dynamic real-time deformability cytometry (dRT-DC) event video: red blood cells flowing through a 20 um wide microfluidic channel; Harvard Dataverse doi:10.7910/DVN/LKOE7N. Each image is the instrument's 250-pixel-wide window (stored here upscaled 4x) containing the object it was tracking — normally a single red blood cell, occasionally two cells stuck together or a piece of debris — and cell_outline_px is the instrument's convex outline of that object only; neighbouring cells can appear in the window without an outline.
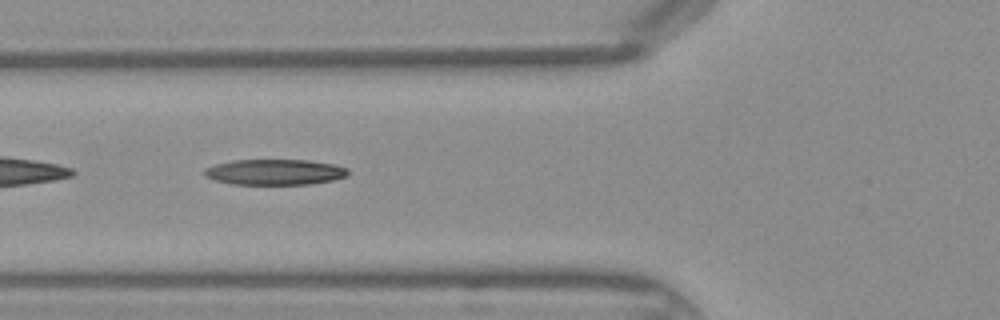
{"species": "Egyptian fruit bat (a non-hibernating species)", "species_latin": "Rousettus aegyptiacus", "temperature_condition": "warm", "stored_images_in_passage": 36, "camera_frame_rate_fps": 3000, "um_per_image_px": 0.085, "frame": {"image": 1, "passage_image": 8, "time_ms": 2.333, "image_size_px": [1000, 320], "cell_outline_px": [[348, 176], [332, 180], [312, 184], [232, 184], [216, 180], [204, 176], [204, 168], [216, 164], [232, 160], [308, 160], [332, 164], [348, 168]], "centroid_in_image_um": [23.36, 14.62], "position_along_channel_um": 102.4, "area_um2": 21.44}}
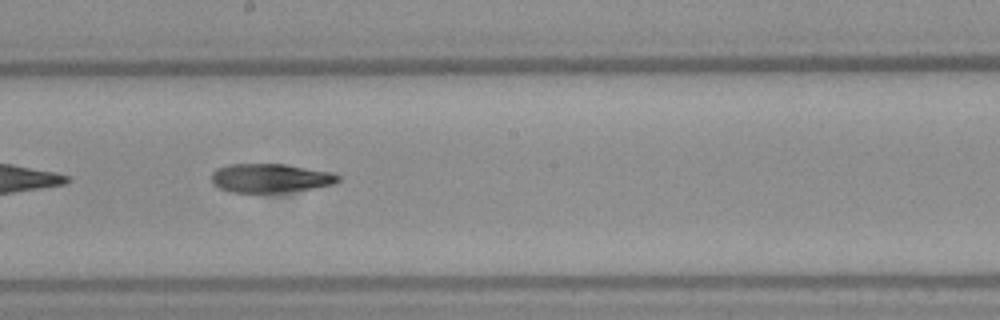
{"frame": {"image": 2, "passage_image": 16, "time_ms": 5.0, "image_size_px": [1000, 320], "cell_outline_px": [[340, 180], [332, 184], [312, 188], [284, 192], [232, 192], [220, 188], [212, 184], [212, 172], [216, 168], [228, 164], [284, 164], [332, 172], [340, 176]], "centroid_in_image_um": [22.95, 15.13], "position_along_channel_um": 225.2, "area_um2": 21.21}}
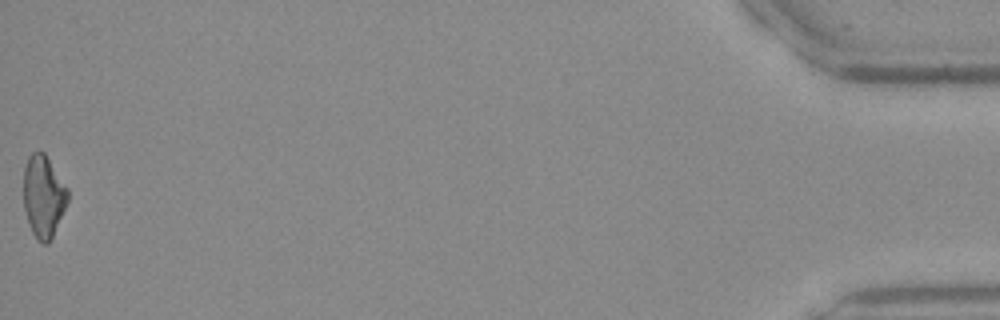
{"frame": {"image": 3, "passage_image": 36, "time_ms": 11.667, "image_size_px": [1000, 320], "cell_outline_px": [[68, 200], [52, 236], [48, 244], [44, 244], [32, 232], [24, 208], [24, 168], [28, 156], [32, 152], [44, 152], [68, 188]], "centroid_in_image_um": [3.69, 16.64], "position_along_channel_um": 431.5, "area_um2": 20.75}}